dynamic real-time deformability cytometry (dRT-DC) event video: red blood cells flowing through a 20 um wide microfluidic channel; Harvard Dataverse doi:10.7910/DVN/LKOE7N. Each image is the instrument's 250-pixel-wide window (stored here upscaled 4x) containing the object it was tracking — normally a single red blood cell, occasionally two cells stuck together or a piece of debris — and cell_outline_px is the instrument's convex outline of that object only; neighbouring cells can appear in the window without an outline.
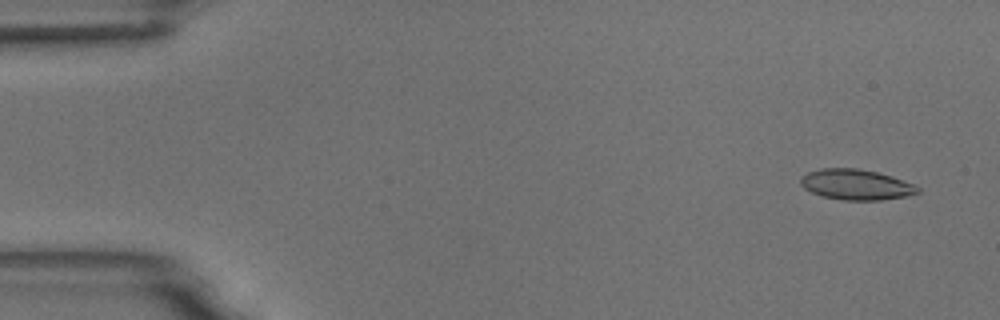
{"species": "common noctule bat (a hibernating species)", "species_latin": "Nyctalus noctula", "temperature_condition": "room temperature", "stored_images_in_passage": 5, "camera_frame_rate_fps": 3000, "um_per_image_px": 0.085, "animal": {"sex": "male", "body_mass_g": 18.8}, "frame": {"image": 1, "passage_image": 1, "time_ms": 0.0, "image_size_px": [1000, 320], "cell_outline_px": [[920, 192], [904, 196], [880, 200], [844, 200], [820, 196], [804, 188], [800, 184], [800, 176], [808, 172], [820, 168], [856, 168], [876, 172], [892, 176], [912, 184], [920, 188]], "centroid_in_image_um": [72.71, 15.68], "position_along_channel_um": 12.3, "area_um2": 20.75}}
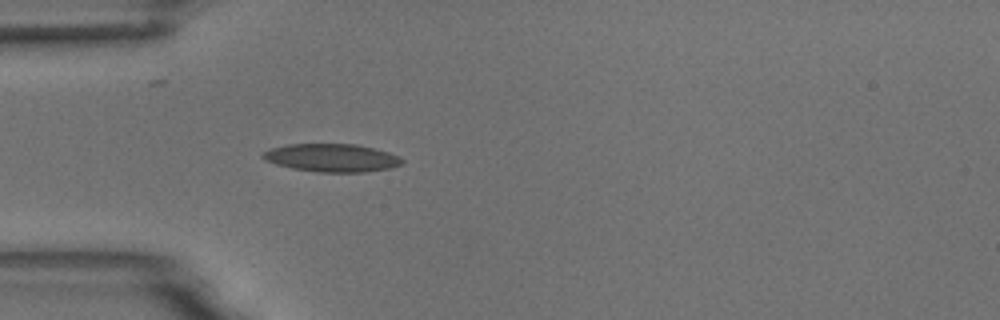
{"frame": {"image": 2, "passage_image": 5, "time_ms": 4.333, "image_size_px": [1000, 320], "cell_outline_px": [[404, 164], [388, 168], [364, 172], [316, 172], [292, 168], [276, 164], [260, 156], [264, 152], [272, 148], [288, 144], [356, 144], [388, 152], [400, 156], [404, 160]], "centroid_in_image_um": [28.24, 13.41], "position_along_channel_um": 56.8, "area_um2": 22.6}}